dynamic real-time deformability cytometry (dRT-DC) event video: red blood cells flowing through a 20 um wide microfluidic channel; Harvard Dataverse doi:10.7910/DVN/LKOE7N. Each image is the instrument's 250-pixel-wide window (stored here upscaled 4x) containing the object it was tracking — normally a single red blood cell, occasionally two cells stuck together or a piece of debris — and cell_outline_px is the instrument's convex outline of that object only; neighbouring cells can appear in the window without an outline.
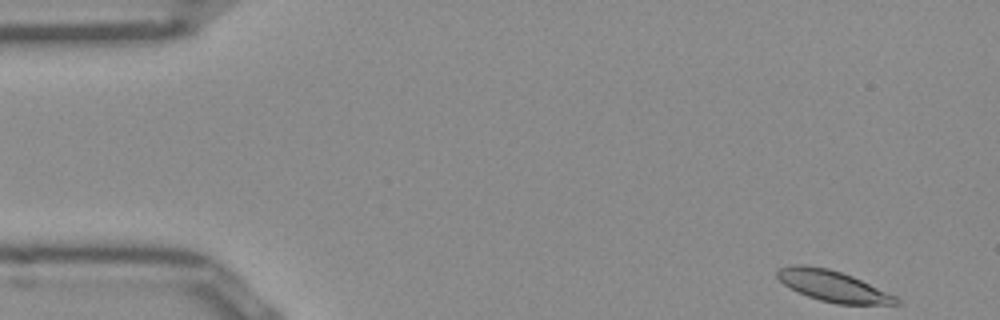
{"species": "Egyptian fruit bat (a non-hibernating species)", "species_latin": "Rousettus aegyptiacus", "temperature_condition": "room temperature", "stored_images_in_passage": 49, "camera_frame_rate_fps": 3000, "um_per_image_px": 0.085, "frame": {"image": 1, "passage_image": 1, "time_ms": 0.0, "image_size_px": [1000, 320], "cell_outline_px": [[904, 304], [836, 304], [820, 300], [808, 296], [784, 284], [776, 276], [776, 268], [792, 264], [804, 264], [828, 268], [852, 276], [896, 296]], "centroid_in_image_um": [70.78, 24.3], "position_along_channel_um": 14.2, "area_um2": 21.39}}
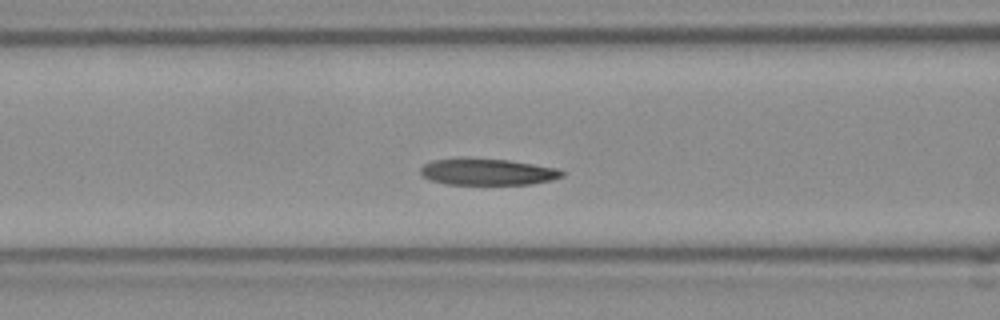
{"frame": {"image": 2, "passage_image": 18, "time_ms": 5.667, "image_size_px": [1000, 320], "cell_outline_px": [[564, 176], [552, 180], [532, 184], [448, 184], [432, 180], [424, 176], [420, 172], [420, 168], [424, 164], [432, 160], [464, 156], [468, 156], [508, 160], [556, 168], [564, 172]], "centroid_in_image_um": [41.41, 14.58], "position_along_channel_um": 125.2, "area_um2": 22.2}}
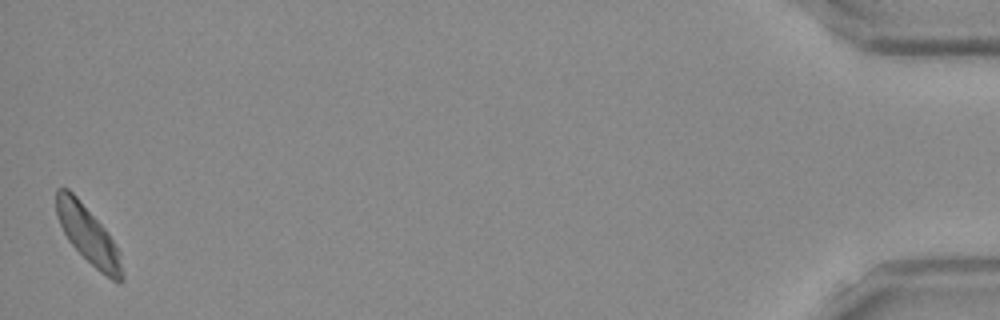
{"frame": {"image": 3, "passage_image": 49, "time_ms": 16.0, "image_size_px": [1000, 320], "cell_outline_px": [[124, 276], [120, 284], [112, 280], [100, 272], [68, 240], [60, 224], [56, 212], [56, 188], [68, 188], [76, 196], [108, 232], [120, 252]], "centroid_in_image_um": [7.52, 19.99], "position_along_channel_um": 427.7, "area_um2": 21.73}, "authors_computed_cell_mechanics": {"area_um2": 22.3686, "velocity_mm_per_s": 3.8762, "shape_relaxation_time_tau1_ms": 6.9025, "shape_relaxation_time_tau2_ms": 3.9085, "deformation_change_tau1": 0.1436, "deformation_change_tau2": 0.109}}